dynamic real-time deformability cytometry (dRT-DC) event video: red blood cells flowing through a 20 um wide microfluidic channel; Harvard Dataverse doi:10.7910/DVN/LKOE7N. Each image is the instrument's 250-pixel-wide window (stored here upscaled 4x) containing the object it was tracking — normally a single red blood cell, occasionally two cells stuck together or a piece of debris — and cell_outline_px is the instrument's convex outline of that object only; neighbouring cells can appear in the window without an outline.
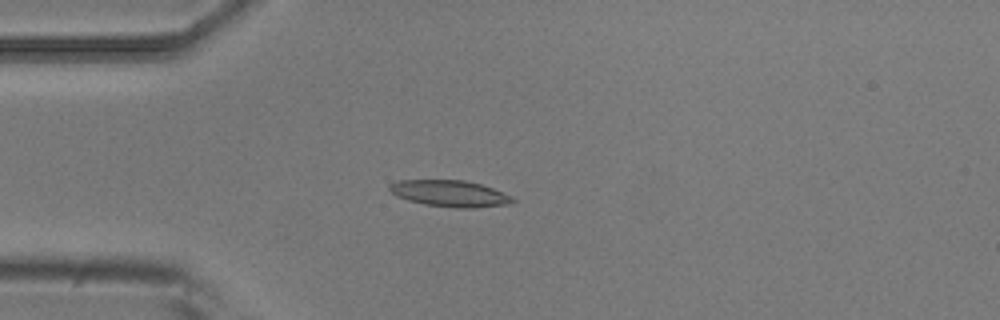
{"species": "common noctule bat (a hibernating species)", "species_latin": "Nyctalus noctula", "temperature_condition": "room temperature", "stored_images_in_passage": 41, "camera_frame_rate_fps": 3000, "um_per_image_px": 0.085, "animal": {"sex": "male", "body_mass_g": 20.5, "forearm_length_mm": 52.5}, "frame": {"image": 1, "passage_image": 1, "time_ms": 0.0, "image_size_px": [1000, 320], "cell_outline_px": [[516, 200], [512, 204], [476, 208], [456, 208], [424, 204], [408, 200], [396, 196], [388, 188], [388, 184], [400, 180], [464, 180], [480, 184], [492, 188], [512, 196]], "centroid_in_image_um": [38.26, 16.45], "position_along_channel_um": 46.7, "area_um2": 19.07}}
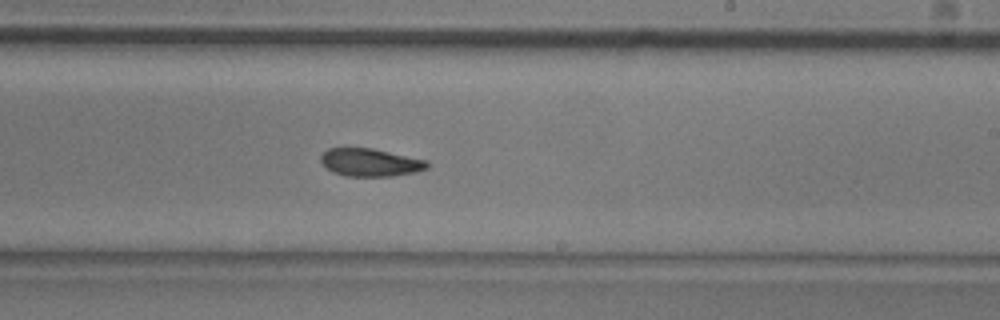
{"frame": {"image": 2, "passage_image": 19, "time_ms": 6.0, "image_size_px": [1000, 320], "cell_outline_px": [[428, 168], [416, 172], [392, 176], [348, 176], [332, 172], [320, 160], [320, 156], [328, 148], [372, 148], [428, 160]], "centroid_in_image_um": [31.49, 13.8], "position_along_channel_um": 257.5, "area_um2": 17.22}}
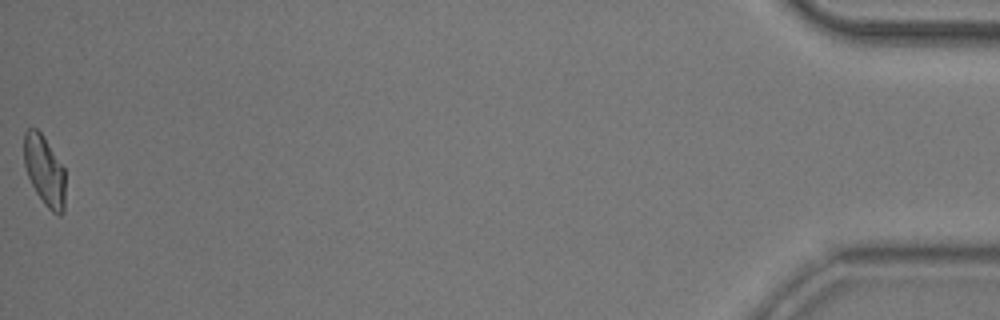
{"frame": {"image": 3, "passage_image": 41, "time_ms": 13.333, "image_size_px": [1000, 320], "cell_outline_px": [[64, 212], [60, 216], [52, 212], [44, 204], [36, 192], [28, 176], [24, 164], [24, 132], [28, 128], [36, 128], [44, 136], [64, 168]], "centroid_in_image_um": [3.78, 14.5], "position_along_channel_um": 431.4, "area_um2": 16.82}, "authors_computed_cell_mechanics": {"area_um2": 17.5134, "velocity_mm_per_s": 3.7339, "shape_relaxation_time_tau1_ms": 7.4744, "shape_relaxation_time_tau2_ms": 3.7122, "deformation_change_tau1": 0.1704, "deformation_change_tau2": 0.0993}}